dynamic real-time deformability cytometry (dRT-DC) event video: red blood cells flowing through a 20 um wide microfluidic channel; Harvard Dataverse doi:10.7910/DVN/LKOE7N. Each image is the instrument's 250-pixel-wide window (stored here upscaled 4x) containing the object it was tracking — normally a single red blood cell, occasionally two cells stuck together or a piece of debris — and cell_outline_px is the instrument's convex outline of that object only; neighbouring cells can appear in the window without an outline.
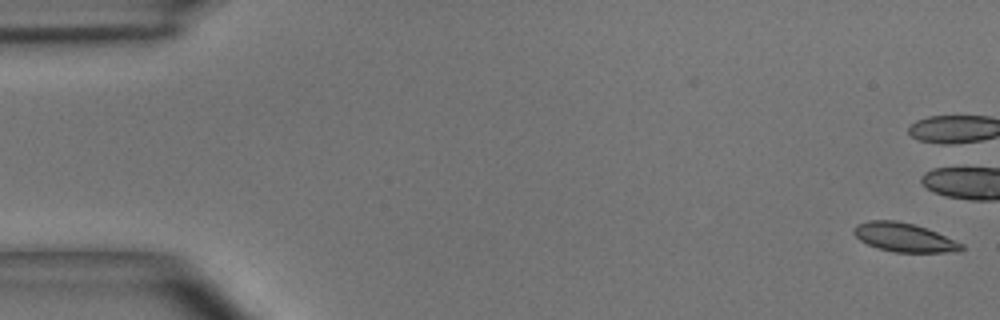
{"species": "common noctule bat (a hibernating species)", "species_latin": "Nyctalus noctula", "temperature_condition": "room temperature", "stored_images_in_passage": 7, "camera_frame_rate_fps": 3000, "um_per_image_px": 0.085, "animal": {"sex": "male", "body_mass_g": 15.6}, "frame": {"image": 1, "passage_image": 1, "time_ms": 0.0, "image_size_px": [1000, 320], "cell_outline_px": [[964, 248], [960, 252], [896, 252], [880, 248], [868, 244], [860, 240], [852, 232], [852, 228], [856, 224], [868, 220], [896, 220], [928, 228], [964, 244]], "centroid_in_image_um": [76.86, 20.17], "position_along_channel_um": 8.1, "area_um2": 18.15}}